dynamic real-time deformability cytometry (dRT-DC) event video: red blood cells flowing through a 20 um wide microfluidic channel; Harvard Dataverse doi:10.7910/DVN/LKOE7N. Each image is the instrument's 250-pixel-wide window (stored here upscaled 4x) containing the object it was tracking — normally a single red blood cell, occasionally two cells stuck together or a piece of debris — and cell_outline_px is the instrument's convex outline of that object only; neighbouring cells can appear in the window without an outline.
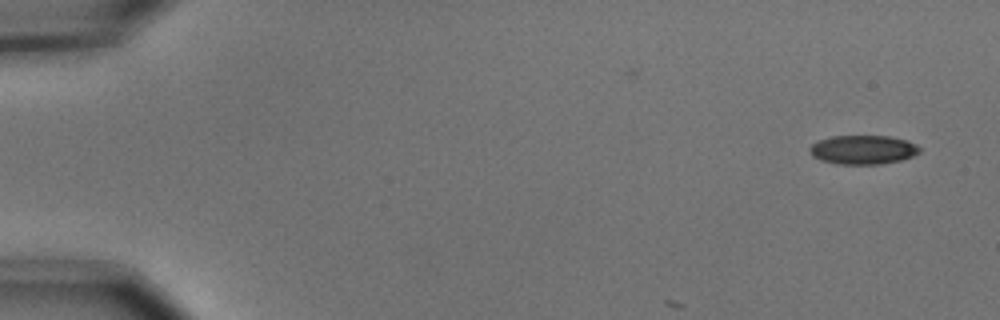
{"species": "common noctule bat (a hibernating species)", "species_latin": "Nyctalus noctula", "temperature_condition": "cold", "stored_images_in_passage": 3, "camera_frame_rate_fps": 3000, "um_per_image_px": 0.085, "animal": {"sex": "male", "body_mass_g": 15.6}, "frame": {"image": 1, "passage_image": 3, "time_ms": 0.667, "image_size_px": [1000, 320], "cell_outline_px": [[920, 152], [912, 156], [900, 160], [880, 164], [836, 164], [820, 160], [812, 156], [808, 148], [812, 144], [820, 140], [832, 136], [888, 136], [904, 140], [916, 144], [920, 148]], "centroid_in_image_um": [73.33, 12.73], "position_along_channel_um": 11.7, "area_um2": 18.5}}